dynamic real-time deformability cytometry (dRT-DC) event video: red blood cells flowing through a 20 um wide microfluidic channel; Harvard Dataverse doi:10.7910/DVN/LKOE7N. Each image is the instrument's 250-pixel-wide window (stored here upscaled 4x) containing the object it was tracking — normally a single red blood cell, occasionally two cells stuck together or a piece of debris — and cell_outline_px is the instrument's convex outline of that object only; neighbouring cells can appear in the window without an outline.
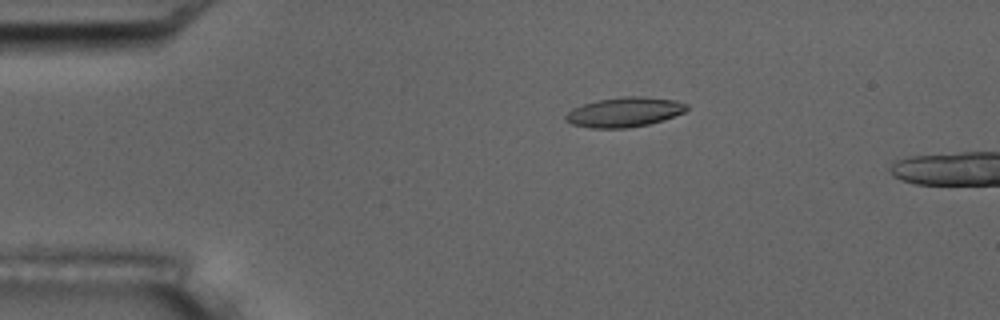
{"species": "common noctule bat (a hibernating species)", "species_latin": "Nyctalus noctula", "temperature_condition": "room temperature", "stored_images_in_passage": 4, "camera_frame_rate_fps": 3000, "um_per_image_px": 0.085, "animal": {"sex": "male", "body_mass_g": 17.5, "forearm_length_mm": 52.3}, "frame": {"image": 1, "passage_image": 3, "time_ms": 2.333, "image_size_px": [1000, 320], "cell_outline_px": [[688, 108], [684, 112], [664, 120], [648, 124], [628, 128], [592, 128], [572, 124], [564, 120], [564, 116], [572, 108], [596, 100], [624, 96], [640, 96], [672, 100], [688, 104]], "centroid_in_image_um": [53.05, 9.53], "position_along_channel_um": 31.9, "area_um2": 20.92}}